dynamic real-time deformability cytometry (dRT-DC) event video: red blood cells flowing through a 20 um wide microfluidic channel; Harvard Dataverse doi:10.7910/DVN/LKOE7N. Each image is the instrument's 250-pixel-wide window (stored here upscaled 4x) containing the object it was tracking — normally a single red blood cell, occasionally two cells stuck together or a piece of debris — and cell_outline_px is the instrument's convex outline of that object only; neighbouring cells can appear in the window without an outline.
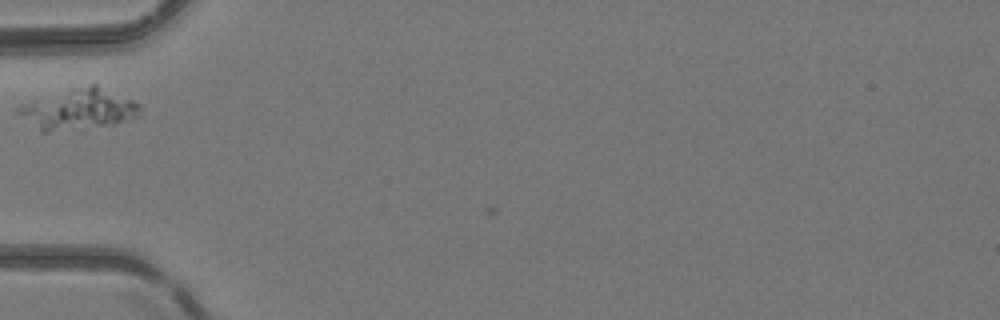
{"species": "common noctule bat (a hibernating species)", "species_latin": "Nyctalus noctula", "temperature_condition": "room temperature", "stored_images_in_passage": 3, "camera_frame_rate_fps": 3000, "um_per_image_px": 0.085, "animal": {"sex": "female", "body_mass_g": 24.6, "forearm_length_mm": 56.2}, "frame": {"image": 1, "passage_image": 1, "time_ms": 0.0, "image_size_px": [1000, 320], "cell_outline_px": [[140, 112], [132, 120], [116, 124], [48, 132], [40, 132], [16, 112], [16, 108], [20, 104], [68, 88], [92, 84], [96, 84], [132, 100], [140, 104]], "centroid_in_image_um": [6.66, 9.28], "position_along_channel_um": 78.3, "area_um2": 28.96}}